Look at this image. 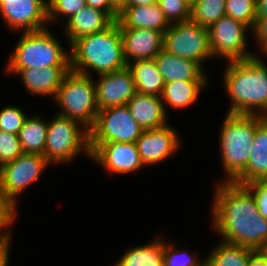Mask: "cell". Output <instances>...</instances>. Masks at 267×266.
<instances>
[{
	"mask_svg": "<svg viewBox=\"0 0 267 266\" xmlns=\"http://www.w3.org/2000/svg\"><path fill=\"white\" fill-rule=\"evenodd\" d=\"M212 217L223 241L258 250L267 240V220L243 186L223 181L216 186Z\"/></svg>",
	"mask_w": 267,
	"mask_h": 266,
	"instance_id": "obj_1",
	"label": "cell"
},
{
	"mask_svg": "<svg viewBox=\"0 0 267 266\" xmlns=\"http://www.w3.org/2000/svg\"><path fill=\"white\" fill-rule=\"evenodd\" d=\"M223 76L232 102L228 114L267 117V66L260 57L255 55L242 61L228 62Z\"/></svg>",
	"mask_w": 267,
	"mask_h": 266,
	"instance_id": "obj_2",
	"label": "cell"
},
{
	"mask_svg": "<svg viewBox=\"0 0 267 266\" xmlns=\"http://www.w3.org/2000/svg\"><path fill=\"white\" fill-rule=\"evenodd\" d=\"M70 46L71 71L89 75L85 71L89 68L100 75L127 67L117 21L104 31L75 40Z\"/></svg>",
	"mask_w": 267,
	"mask_h": 266,
	"instance_id": "obj_3",
	"label": "cell"
},
{
	"mask_svg": "<svg viewBox=\"0 0 267 266\" xmlns=\"http://www.w3.org/2000/svg\"><path fill=\"white\" fill-rule=\"evenodd\" d=\"M264 118L258 114H226L219 135L226 182H233L245 170L256 127Z\"/></svg>",
	"mask_w": 267,
	"mask_h": 266,
	"instance_id": "obj_4",
	"label": "cell"
},
{
	"mask_svg": "<svg viewBox=\"0 0 267 266\" xmlns=\"http://www.w3.org/2000/svg\"><path fill=\"white\" fill-rule=\"evenodd\" d=\"M66 53L48 28L24 32L11 55L7 69L70 66V54Z\"/></svg>",
	"mask_w": 267,
	"mask_h": 266,
	"instance_id": "obj_5",
	"label": "cell"
},
{
	"mask_svg": "<svg viewBox=\"0 0 267 266\" xmlns=\"http://www.w3.org/2000/svg\"><path fill=\"white\" fill-rule=\"evenodd\" d=\"M54 99L62 107L59 115L78 121L87 130L95 124L99 110L95 83L90 75L70 70L63 78Z\"/></svg>",
	"mask_w": 267,
	"mask_h": 266,
	"instance_id": "obj_6",
	"label": "cell"
},
{
	"mask_svg": "<svg viewBox=\"0 0 267 266\" xmlns=\"http://www.w3.org/2000/svg\"><path fill=\"white\" fill-rule=\"evenodd\" d=\"M78 121L57 114L48 123L44 157L50 163H66L83 150L89 157V130L79 128Z\"/></svg>",
	"mask_w": 267,
	"mask_h": 266,
	"instance_id": "obj_7",
	"label": "cell"
},
{
	"mask_svg": "<svg viewBox=\"0 0 267 266\" xmlns=\"http://www.w3.org/2000/svg\"><path fill=\"white\" fill-rule=\"evenodd\" d=\"M163 49L172 55L202 62L213 57L208 28L193 21L172 23L163 33Z\"/></svg>",
	"mask_w": 267,
	"mask_h": 266,
	"instance_id": "obj_8",
	"label": "cell"
},
{
	"mask_svg": "<svg viewBox=\"0 0 267 266\" xmlns=\"http://www.w3.org/2000/svg\"><path fill=\"white\" fill-rule=\"evenodd\" d=\"M143 131L127 105L109 107L98 111L89 130V143H135Z\"/></svg>",
	"mask_w": 267,
	"mask_h": 266,
	"instance_id": "obj_9",
	"label": "cell"
},
{
	"mask_svg": "<svg viewBox=\"0 0 267 266\" xmlns=\"http://www.w3.org/2000/svg\"><path fill=\"white\" fill-rule=\"evenodd\" d=\"M249 27L224 15L209 28V44L213 56H221L228 62L242 61L255 56L246 52V34ZM246 49V50H245Z\"/></svg>",
	"mask_w": 267,
	"mask_h": 266,
	"instance_id": "obj_10",
	"label": "cell"
},
{
	"mask_svg": "<svg viewBox=\"0 0 267 266\" xmlns=\"http://www.w3.org/2000/svg\"><path fill=\"white\" fill-rule=\"evenodd\" d=\"M49 164L43 155L23 153L0 167V188L16 202L15 198L35 182Z\"/></svg>",
	"mask_w": 267,
	"mask_h": 266,
	"instance_id": "obj_11",
	"label": "cell"
},
{
	"mask_svg": "<svg viewBox=\"0 0 267 266\" xmlns=\"http://www.w3.org/2000/svg\"><path fill=\"white\" fill-rule=\"evenodd\" d=\"M47 4L44 0H0V14L12 30L40 31L49 23Z\"/></svg>",
	"mask_w": 267,
	"mask_h": 266,
	"instance_id": "obj_12",
	"label": "cell"
},
{
	"mask_svg": "<svg viewBox=\"0 0 267 266\" xmlns=\"http://www.w3.org/2000/svg\"><path fill=\"white\" fill-rule=\"evenodd\" d=\"M89 148L91 151L90 159L96 160L109 173H130L144 166L136 143H89Z\"/></svg>",
	"mask_w": 267,
	"mask_h": 266,
	"instance_id": "obj_13",
	"label": "cell"
},
{
	"mask_svg": "<svg viewBox=\"0 0 267 266\" xmlns=\"http://www.w3.org/2000/svg\"><path fill=\"white\" fill-rule=\"evenodd\" d=\"M95 82L98 110L123 106L137 93L131 70L127 67L100 74Z\"/></svg>",
	"mask_w": 267,
	"mask_h": 266,
	"instance_id": "obj_14",
	"label": "cell"
},
{
	"mask_svg": "<svg viewBox=\"0 0 267 266\" xmlns=\"http://www.w3.org/2000/svg\"><path fill=\"white\" fill-rule=\"evenodd\" d=\"M179 142L176 131L166 124L160 128L144 130L135 143L145 166L170 157L179 148Z\"/></svg>",
	"mask_w": 267,
	"mask_h": 266,
	"instance_id": "obj_15",
	"label": "cell"
},
{
	"mask_svg": "<svg viewBox=\"0 0 267 266\" xmlns=\"http://www.w3.org/2000/svg\"><path fill=\"white\" fill-rule=\"evenodd\" d=\"M125 61L154 59L163 49V33L152 29L119 27Z\"/></svg>",
	"mask_w": 267,
	"mask_h": 266,
	"instance_id": "obj_16",
	"label": "cell"
},
{
	"mask_svg": "<svg viewBox=\"0 0 267 266\" xmlns=\"http://www.w3.org/2000/svg\"><path fill=\"white\" fill-rule=\"evenodd\" d=\"M8 73H17L21 76L26 89L36 95L56 97L65 75L70 66H50L46 68L7 69Z\"/></svg>",
	"mask_w": 267,
	"mask_h": 266,
	"instance_id": "obj_17",
	"label": "cell"
},
{
	"mask_svg": "<svg viewBox=\"0 0 267 266\" xmlns=\"http://www.w3.org/2000/svg\"><path fill=\"white\" fill-rule=\"evenodd\" d=\"M154 59L165 83L173 81H207L202 66L194 60L172 55L165 49H162Z\"/></svg>",
	"mask_w": 267,
	"mask_h": 266,
	"instance_id": "obj_18",
	"label": "cell"
},
{
	"mask_svg": "<svg viewBox=\"0 0 267 266\" xmlns=\"http://www.w3.org/2000/svg\"><path fill=\"white\" fill-rule=\"evenodd\" d=\"M265 180H267V117L257 125L247 166L233 183L245 185Z\"/></svg>",
	"mask_w": 267,
	"mask_h": 266,
	"instance_id": "obj_19",
	"label": "cell"
},
{
	"mask_svg": "<svg viewBox=\"0 0 267 266\" xmlns=\"http://www.w3.org/2000/svg\"><path fill=\"white\" fill-rule=\"evenodd\" d=\"M126 105L143 130L160 128L167 123L161 96L136 93Z\"/></svg>",
	"mask_w": 267,
	"mask_h": 266,
	"instance_id": "obj_20",
	"label": "cell"
},
{
	"mask_svg": "<svg viewBox=\"0 0 267 266\" xmlns=\"http://www.w3.org/2000/svg\"><path fill=\"white\" fill-rule=\"evenodd\" d=\"M119 27L135 29H152L164 33L171 25L165 18L158 3L124 7L118 15Z\"/></svg>",
	"mask_w": 267,
	"mask_h": 266,
	"instance_id": "obj_21",
	"label": "cell"
},
{
	"mask_svg": "<svg viewBox=\"0 0 267 266\" xmlns=\"http://www.w3.org/2000/svg\"><path fill=\"white\" fill-rule=\"evenodd\" d=\"M66 36L70 45L77 39L104 31L115 21L104 11L85 6L67 20Z\"/></svg>",
	"mask_w": 267,
	"mask_h": 266,
	"instance_id": "obj_22",
	"label": "cell"
},
{
	"mask_svg": "<svg viewBox=\"0 0 267 266\" xmlns=\"http://www.w3.org/2000/svg\"><path fill=\"white\" fill-rule=\"evenodd\" d=\"M127 66L132 72L137 93L161 96L165 82L155 59L135 60Z\"/></svg>",
	"mask_w": 267,
	"mask_h": 266,
	"instance_id": "obj_23",
	"label": "cell"
},
{
	"mask_svg": "<svg viewBox=\"0 0 267 266\" xmlns=\"http://www.w3.org/2000/svg\"><path fill=\"white\" fill-rule=\"evenodd\" d=\"M208 81H173L164 84L161 99L163 104L171 108H184L191 105L198 98L200 91Z\"/></svg>",
	"mask_w": 267,
	"mask_h": 266,
	"instance_id": "obj_24",
	"label": "cell"
},
{
	"mask_svg": "<svg viewBox=\"0 0 267 266\" xmlns=\"http://www.w3.org/2000/svg\"><path fill=\"white\" fill-rule=\"evenodd\" d=\"M48 123L39 116L27 117L19 131L23 153L44 155Z\"/></svg>",
	"mask_w": 267,
	"mask_h": 266,
	"instance_id": "obj_25",
	"label": "cell"
},
{
	"mask_svg": "<svg viewBox=\"0 0 267 266\" xmlns=\"http://www.w3.org/2000/svg\"><path fill=\"white\" fill-rule=\"evenodd\" d=\"M256 250L222 241L204 260L205 266H248Z\"/></svg>",
	"mask_w": 267,
	"mask_h": 266,
	"instance_id": "obj_26",
	"label": "cell"
},
{
	"mask_svg": "<svg viewBox=\"0 0 267 266\" xmlns=\"http://www.w3.org/2000/svg\"><path fill=\"white\" fill-rule=\"evenodd\" d=\"M164 242L156 240L125 252L115 266H162Z\"/></svg>",
	"mask_w": 267,
	"mask_h": 266,
	"instance_id": "obj_27",
	"label": "cell"
},
{
	"mask_svg": "<svg viewBox=\"0 0 267 266\" xmlns=\"http://www.w3.org/2000/svg\"><path fill=\"white\" fill-rule=\"evenodd\" d=\"M225 14V0H197L190 8V21L209 28Z\"/></svg>",
	"mask_w": 267,
	"mask_h": 266,
	"instance_id": "obj_28",
	"label": "cell"
},
{
	"mask_svg": "<svg viewBox=\"0 0 267 266\" xmlns=\"http://www.w3.org/2000/svg\"><path fill=\"white\" fill-rule=\"evenodd\" d=\"M225 14L253 29L257 18V0H225Z\"/></svg>",
	"mask_w": 267,
	"mask_h": 266,
	"instance_id": "obj_29",
	"label": "cell"
},
{
	"mask_svg": "<svg viewBox=\"0 0 267 266\" xmlns=\"http://www.w3.org/2000/svg\"><path fill=\"white\" fill-rule=\"evenodd\" d=\"M23 154L17 134L0 130V167Z\"/></svg>",
	"mask_w": 267,
	"mask_h": 266,
	"instance_id": "obj_30",
	"label": "cell"
},
{
	"mask_svg": "<svg viewBox=\"0 0 267 266\" xmlns=\"http://www.w3.org/2000/svg\"><path fill=\"white\" fill-rule=\"evenodd\" d=\"M158 5L170 24L190 19V6L184 0H158Z\"/></svg>",
	"mask_w": 267,
	"mask_h": 266,
	"instance_id": "obj_31",
	"label": "cell"
},
{
	"mask_svg": "<svg viewBox=\"0 0 267 266\" xmlns=\"http://www.w3.org/2000/svg\"><path fill=\"white\" fill-rule=\"evenodd\" d=\"M26 118L19 107L7 106L0 111V130L18 135Z\"/></svg>",
	"mask_w": 267,
	"mask_h": 266,
	"instance_id": "obj_32",
	"label": "cell"
},
{
	"mask_svg": "<svg viewBox=\"0 0 267 266\" xmlns=\"http://www.w3.org/2000/svg\"><path fill=\"white\" fill-rule=\"evenodd\" d=\"M48 22L56 21L59 15H66L68 19L86 6L85 0H49Z\"/></svg>",
	"mask_w": 267,
	"mask_h": 266,
	"instance_id": "obj_33",
	"label": "cell"
},
{
	"mask_svg": "<svg viewBox=\"0 0 267 266\" xmlns=\"http://www.w3.org/2000/svg\"><path fill=\"white\" fill-rule=\"evenodd\" d=\"M184 253L185 252L175 249L174 245H169L164 242L162 266H205V261L200 263L198 262L199 260L196 259V256L191 255L187 251L186 255Z\"/></svg>",
	"mask_w": 267,
	"mask_h": 266,
	"instance_id": "obj_34",
	"label": "cell"
},
{
	"mask_svg": "<svg viewBox=\"0 0 267 266\" xmlns=\"http://www.w3.org/2000/svg\"><path fill=\"white\" fill-rule=\"evenodd\" d=\"M16 202H14L1 188H0V233L11 236L12 222L16 217ZM10 225V226H9ZM3 228V229H1ZM4 231V232H1Z\"/></svg>",
	"mask_w": 267,
	"mask_h": 266,
	"instance_id": "obj_35",
	"label": "cell"
},
{
	"mask_svg": "<svg viewBox=\"0 0 267 266\" xmlns=\"http://www.w3.org/2000/svg\"><path fill=\"white\" fill-rule=\"evenodd\" d=\"M253 196L259 213L267 220V180L243 185Z\"/></svg>",
	"mask_w": 267,
	"mask_h": 266,
	"instance_id": "obj_36",
	"label": "cell"
},
{
	"mask_svg": "<svg viewBox=\"0 0 267 266\" xmlns=\"http://www.w3.org/2000/svg\"><path fill=\"white\" fill-rule=\"evenodd\" d=\"M86 6L106 12L114 21H117L119 12L111 5L110 0H85Z\"/></svg>",
	"mask_w": 267,
	"mask_h": 266,
	"instance_id": "obj_37",
	"label": "cell"
},
{
	"mask_svg": "<svg viewBox=\"0 0 267 266\" xmlns=\"http://www.w3.org/2000/svg\"><path fill=\"white\" fill-rule=\"evenodd\" d=\"M257 42L262 46L267 41V16H257L254 28Z\"/></svg>",
	"mask_w": 267,
	"mask_h": 266,
	"instance_id": "obj_38",
	"label": "cell"
},
{
	"mask_svg": "<svg viewBox=\"0 0 267 266\" xmlns=\"http://www.w3.org/2000/svg\"><path fill=\"white\" fill-rule=\"evenodd\" d=\"M11 236L0 233V263L9 255Z\"/></svg>",
	"mask_w": 267,
	"mask_h": 266,
	"instance_id": "obj_39",
	"label": "cell"
},
{
	"mask_svg": "<svg viewBox=\"0 0 267 266\" xmlns=\"http://www.w3.org/2000/svg\"><path fill=\"white\" fill-rule=\"evenodd\" d=\"M248 266H267V259L256 250L249 258Z\"/></svg>",
	"mask_w": 267,
	"mask_h": 266,
	"instance_id": "obj_40",
	"label": "cell"
},
{
	"mask_svg": "<svg viewBox=\"0 0 267 266\" xmlns=\"http://www.w3.org/2000/svg\"><path fill=\"white\" fill-rule=\"evenodd\" d=\"M158 3V0H127L124 7H134L141 5H153Z\"/></svg>",
	"mask_w": 267,
	"mask_h": 266,
	"instance_id": "obj_41",
	"label": "cell"
},
{
	"mask_svg": "<svg viewBox=\"0 0 267 266\" xmlns=\"http://www.w3.org/2000/svg\"><path fill=\"white\" fill-rule=\"evenodd\" d=\"M257 16H267V0H257Z\"/></svg>",
	"mask_w": 267,
	"mask_h": 266,
	"instance_id": "obj_42",
	"label": "cell"
},
{
	"mask_svg": "<svg viewBox=\"0 0 267 266\" xmlns=\"http://www.w3.org/2000/svg\"><path fill=\"white\" fill-rule=\"evenodd\" d=\"M127 0H110L111 5L120 12L124 8V4Z\"/></svg>",
	"mask_w": 267,
	"mask_h": 266,
	"instance_id": "obj_43",
	"label": "cell"
},
{
	"mask_svg": "<svg viewBox=\"0 0 267 266\" xmlns=\"http://www.w3.org/2000/svg\"><path fill=\"white\" fill-rule=\"evenodd\" d=\"M258 251L267 259V240L262 244Z\"/></svg>",
	"mask_w": 267,
	"mask_h": 266,
	"instance_id": "obj_44",
	"label": "cell"
},
{
	"mask_svg": "<svg viewBox=\"0 0 267 266\" xmlns=\"http://www.w3.org/2000/svg\"><path fill=\"white\" fill-rule=\"evenodd\" d=\"M9 255L0 263V266H7Z\"/></svg>",
	"mask_w": 267,
	"mask_h": 266,
	"instance_id": "obj_45",
	"label": "cell"
},
{
	"mask_svg": "<svg viewBox=\"0 0 267 266\" xmlns=\"http://www.w3.org/2000/svg\"><path fill=\"white\" fill-rule=\"evenodd\" d=\"M261 49H263V52L267 56V41L262 45Z\"/></svg>",
	"mask_w": 267,
	"mask_h": 266,
	"instance_id": "obj_46",
	"label": "cell"
},
{
	"mask_svg": "<svg viewBox=\"0 0 267 266\" xmlns=\"http://www.w3.org/2000/svg\"><path fill=\"white\" fill-rule=\"evenodd\" d=\"M190 7L197 1V0H184Z\"/></svg>",
	"mask_w": 267,
	"mask_h": 266,
	"instance_id": "obj_47",
	"label": "cell"
}]
</instances>
